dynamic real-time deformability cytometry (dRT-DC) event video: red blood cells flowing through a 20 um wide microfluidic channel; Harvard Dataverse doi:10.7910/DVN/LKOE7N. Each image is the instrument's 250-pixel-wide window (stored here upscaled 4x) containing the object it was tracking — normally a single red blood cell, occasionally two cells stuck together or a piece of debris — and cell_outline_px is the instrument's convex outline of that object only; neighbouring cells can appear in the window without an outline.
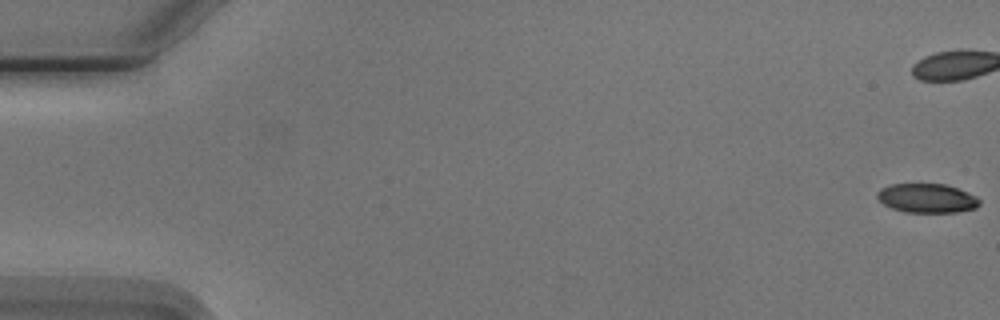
{"species": "Egyptian fruit bat (a non-hibernating species)", "species_latin": "Rousettus aegyptiacus", "temperature_condition": "cold", "stored_images_in_passage": 6, "camera_frame_rate_fps": 3000, "um_per_image_px": 0.085, "animal": {"sex": "male"}, "frame": {"image": 1, "passage_image": 1, "time_ms": 0.0, "image_size_px": [1000, 320], "cell_outline_px": [[980, 204], [976, 208], [956, 212], [904, 212], [892, 208], [884, 204], [876, 196], [876, 192], [880, 188], [888, 184], [944, 184], [968, 192], [976, 196], [980, 200]], "centroid_in_image_um": [78.77, 16.84], "position_along_channel_um": 6.2, "area_um2": 17.4}}
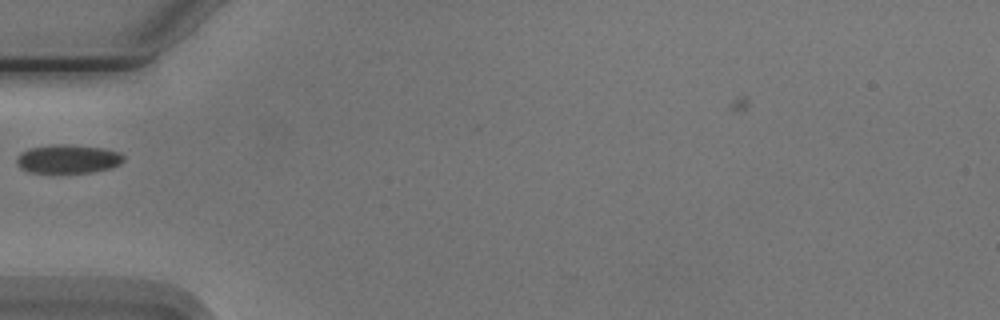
{"frame": {"image": 2, "passage_image": 6, "time_ms": 6.667, "image_size_px": [1000, 320], "cell_outline_px": [[124, 160], [120, 164], [108, 168], [92, 172], [28, 172], [20, 168], [16, 160], [28, 148], [52, 144], [64, 144], [104, 148], [120, 152], [124, 156]], "centroid_in_image_um": [5.8, 13.5], "position_along_channel_um": 79.2, "area_um2": 17.69}}